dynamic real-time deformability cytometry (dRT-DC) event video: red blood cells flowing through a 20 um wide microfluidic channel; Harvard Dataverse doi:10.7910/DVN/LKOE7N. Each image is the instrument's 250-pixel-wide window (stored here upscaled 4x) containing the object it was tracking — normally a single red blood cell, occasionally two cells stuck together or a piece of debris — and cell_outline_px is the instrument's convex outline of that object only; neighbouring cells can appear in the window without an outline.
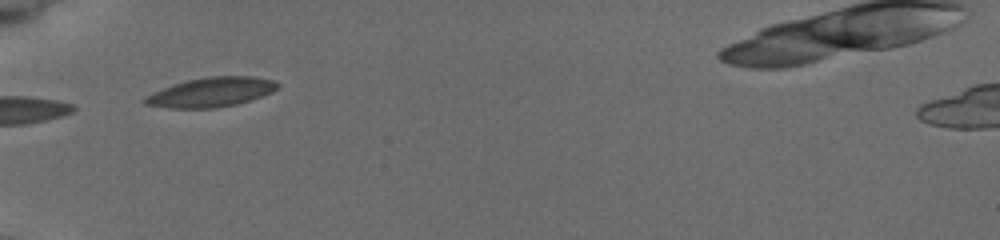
{"species": "common noctule bat (a hibernating species)", "species_latin": "Nyctalus noctula", "temperature_condition": "cold", "stored_images_in_passage": 2, "camera_frame_rate_fps": 3000, "um_per_image_px": 0.085, "animal": {"sex": "female", "body_mass_g": 19.5, "forearm_length_mm": 54.1}, "frame": {"image": 1, "passage_image": 1, "time_ms": 0.0, "image_size_px": [1000, 240], "cell_outline_px": [[280, 84], [272, 92], [236, 104], [216, 108], [168, 108], [144, 104], [140, 100], [152, 92], [172, 84], [188, 80], [212, 76], [252, 76], [272, 80]], "centroid_in_image_um": [17.89, 7.84], "position_along_channel_um": 67.1, "area_um2": 22.66}}
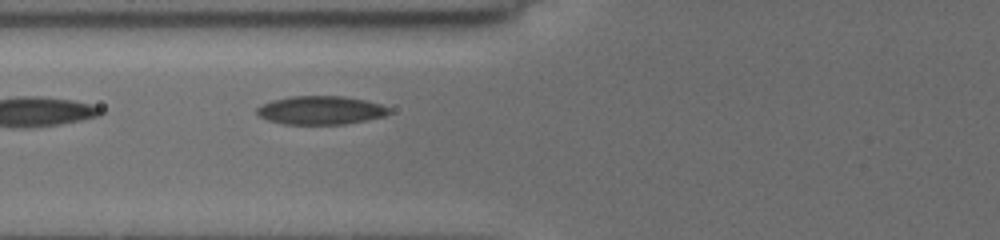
{"frame": {"image": 2, "passage_image": 2, "time_ms": 1.0, "image_size_px": [1000, 240], "cell_outline_px": [[388, 116], [344, 124], [284, 124], [268, 120], [260, 116], [256, 112], [256, 108], [260, 104], [272, 100], [288, 96], [344, 96], [364, 100], [380, 104], [388, 108]], "centroid_in_image_um": [27.22, 9.36], "position_along_channel_um": 98.6, "area_um2": 21.96}}